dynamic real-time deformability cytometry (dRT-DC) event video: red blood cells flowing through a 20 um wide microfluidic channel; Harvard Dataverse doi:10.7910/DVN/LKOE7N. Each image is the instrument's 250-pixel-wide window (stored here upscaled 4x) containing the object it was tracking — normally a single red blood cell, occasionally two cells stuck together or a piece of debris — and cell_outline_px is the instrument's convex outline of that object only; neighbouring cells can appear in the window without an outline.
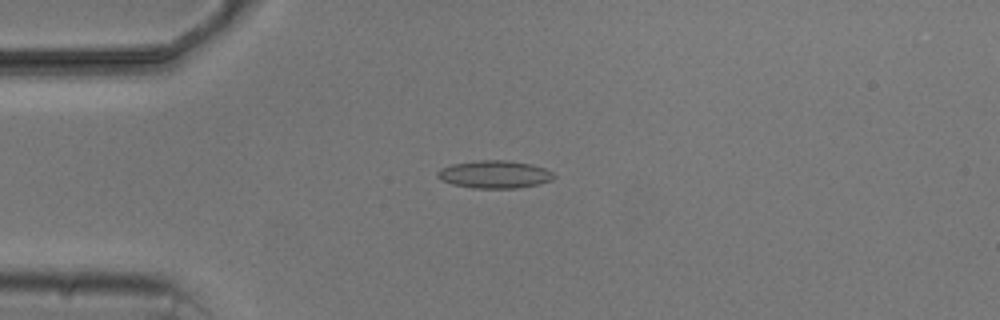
{"species": "common noctule bat (a hibernating species)", "species_latin": "Nyctalus noctula", "temperature_condition": "cold", "stored_images_in_passage": 3, "camera_frame_rate_fps": 3000, "um_per_image_px": 0.085, "animal": {"sex": "male", "body_mass_g": 20.5, "forearm_length_mm": 52.5}, "frame": {"image": 1, "passage_image": 3, "time_ms": 2.333, "image_size_px": [1000, 320], "cell_outline_px": [[556, 176], [552, 180], [536, 184], [516, 188], [472, 188], [452, 184], [440, 180], [436, 176], [436, 172], [440, 168], [452, 164], [476, 160], [508, 160], [532, 164], [544, 168], [552, 172]], "centroid_in_image_um": [42.0, 14.81], "position_along_channel_um": 43.0, "area_um2": 18.9}}